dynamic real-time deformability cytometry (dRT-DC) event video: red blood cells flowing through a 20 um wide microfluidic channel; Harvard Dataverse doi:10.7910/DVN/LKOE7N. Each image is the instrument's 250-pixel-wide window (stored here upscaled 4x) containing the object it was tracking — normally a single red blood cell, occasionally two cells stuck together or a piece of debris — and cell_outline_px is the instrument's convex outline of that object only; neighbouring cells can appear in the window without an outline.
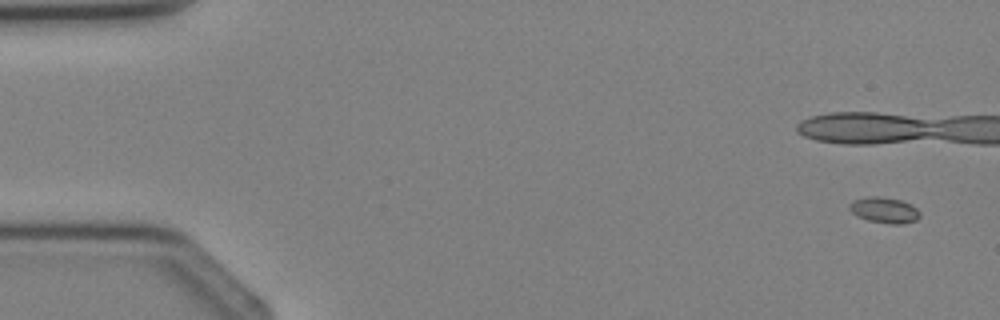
{"species": "Egyptian fruit bat (a non-hibernating species)", "species_latin": "Rousettus aegyptiacus", "temperature_condition": "cold", "stored_images_in_passage": 4, "camera_frame_rate_fps": 3000, "um_per_image_px": 0.085, "animal": {"sex": "female"}, "frame": {"image": 1, "passage_image": 1, "time_ms": 0.0, "image_size_px": [1000, 320], "cell_outline_px": [[920, 216], [916, 220], [904, 224], [892, 224], [868, 220], [856, 216], [848, 208], [848, 204], [852, 200], [868, 196], [876, 196], [900, 200], [912, 204], [920, 212]], "centroid_in_image_um": [75.15, 17.86], "position_along_channel_um": 9.8, "area_um2": 10.69}}